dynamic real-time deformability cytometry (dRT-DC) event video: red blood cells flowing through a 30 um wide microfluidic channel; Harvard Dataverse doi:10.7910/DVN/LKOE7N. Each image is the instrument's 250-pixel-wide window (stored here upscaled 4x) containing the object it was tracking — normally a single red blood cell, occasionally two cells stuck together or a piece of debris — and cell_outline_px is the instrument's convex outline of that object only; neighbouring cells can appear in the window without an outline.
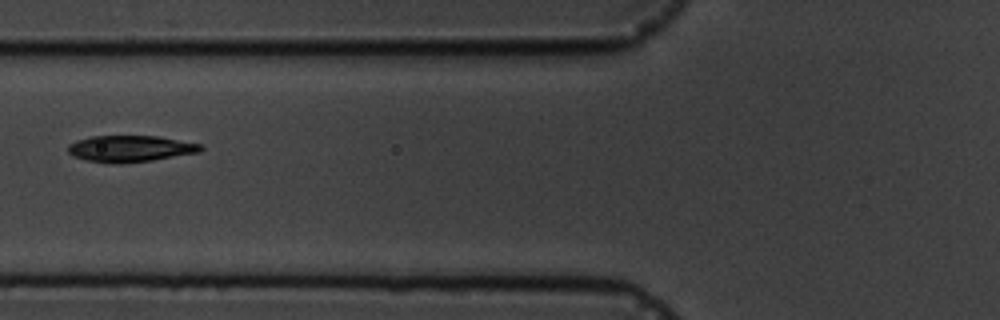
{"species": "common noctule bat (a hibernating species)", "species_latin": "Nyctalus noctula", "temperature_condition": "cold", "stored_images_in_passage": 10, "camera_frame_rate_fps": 3000, "um_per_image_px": 0.085, "animal": {"sex": "male", "body_mass_g": 19.5, "forearm_length_mm": 54.6}, "frame": {"image": 1, "passage_image": 5, "time_ms": 4.667, "image_size_px": [1000, 320], "cell_outline_px": [[204, 148], [200, 152], [152, 160], [84, 160], [72, 156], [68, 152], [68, 144], [76, 140], [92, 136], [156, 136], [200, 144]], "centroid_in_image_um": [11.08, 12.58], "position_along_channel_um": 114.7, "area_um2": 19.42}}
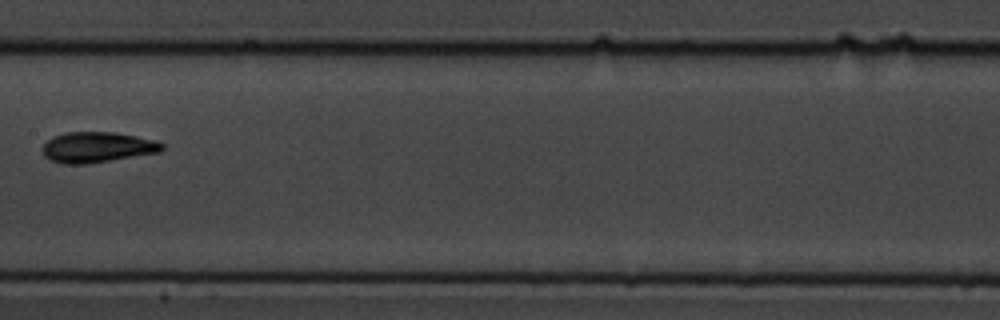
{"frame": {"image": 2, "passage_image": 7, "time_ms": 7.0, "image_size_px": [1000, 320], "cell_outline_px": [[164, 148], [160, 152], [88, 164], [64, 164], [52, 160], [44, 156], [40, 148], [52, 136], [64, 132], [116, 132], [156, 140], [164, 144]], "centroid_in_image_um": [8.25, 12.51], "position_along_channel_um": 199.1, "area_um2": 21.5}}
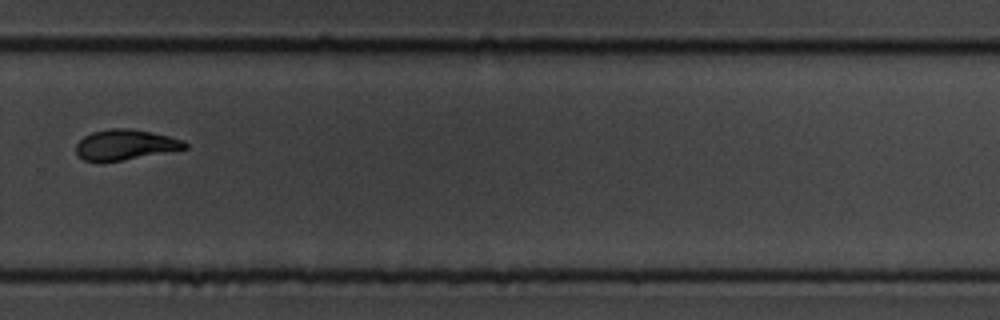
{"frame": {"image": 3, "passage_image": 10, "time_ms": 10.333, "image_size_px": [1000, 320], "cell_outline_px": [[188, 148], [124, 160], [84, 160], [76, 152], [76, 144], [84, 136], [92, 132], [108, 128], [132, 128], [168, 136], [184, 140], [188, 144]], "centroid_in_image_um": [10.67, 12.28], "position_along_channel_um": 319.1, "area_um2": 19.02}}